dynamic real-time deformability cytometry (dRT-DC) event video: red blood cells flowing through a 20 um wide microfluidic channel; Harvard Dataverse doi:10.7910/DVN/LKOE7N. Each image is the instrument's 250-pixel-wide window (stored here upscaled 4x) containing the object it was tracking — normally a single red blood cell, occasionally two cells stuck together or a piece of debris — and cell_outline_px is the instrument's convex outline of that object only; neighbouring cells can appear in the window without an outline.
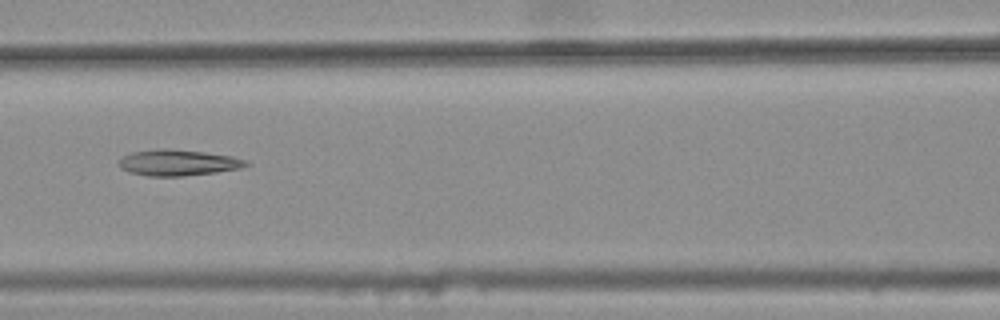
{"species": "common noctule bat (a hibernating species)", "species_latin": "Nyctalus noctula", "temperature_condition": "warm", "stored_images_in_passage": 7, "camera_frame_rate_fps": 3000, "um_per_image_px": 0.085, "animal": {"sex": "female", "body_mass_g": 25.1}, "frame": {"image": 1, "passage_image": 7, "time_ms": 2.0, "image_size_px": [1000, 320], "cell_outline_px": [[252, 164], [240, 168], [216, 172], [184, 176], [148, 176], [128, 172], [120, 168], [120, 160], [124, 156], [132, 152], [156, 148], [164, 148], [204, 152], [232, 156], [244, 160]], "centroid_in_image_um": [15.13, 13.82], "position_along_channel_um": 151.5, "area_um2": 19.25}}